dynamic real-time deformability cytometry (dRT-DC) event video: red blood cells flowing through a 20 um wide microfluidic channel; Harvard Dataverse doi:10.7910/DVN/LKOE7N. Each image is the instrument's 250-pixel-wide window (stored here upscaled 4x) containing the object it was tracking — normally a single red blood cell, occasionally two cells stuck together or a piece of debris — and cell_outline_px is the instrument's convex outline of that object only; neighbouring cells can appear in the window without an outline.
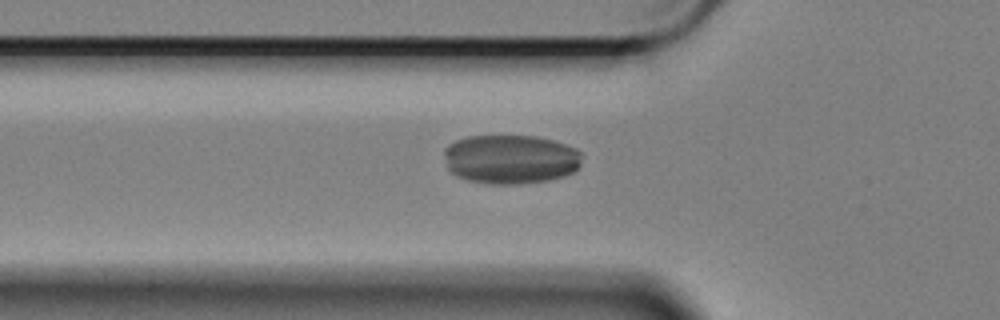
{"species": "Egyptian fruit bat (a non-hibernating species)", "species_latin": "Rousettus aegyptiacus", "temperature_condition": "cold", "stored_images_in_passage": 38, "camera_frame_rate_fps": 3000, "um_per_image_px": 0.085, "animal": {"sex": "female"}, "frame": {"image": 1, "passage_image": 2, "time_ms": 0.333, "image_size_px": [1000, 320], "cell_outline_px": [[580, 152], [576, 168], [572, 172], [560, 176], [540, 180], [476, 180], [460, 176], [448, 164], [444, 152], [452, 144], [460, 140], [472, 136], [532, 136], [548, 140], [572, 148]], "centroid_in_image_um": [43.41, 13.45], "position_along_channel_um": 82.4, "area_um2": 36.18}}
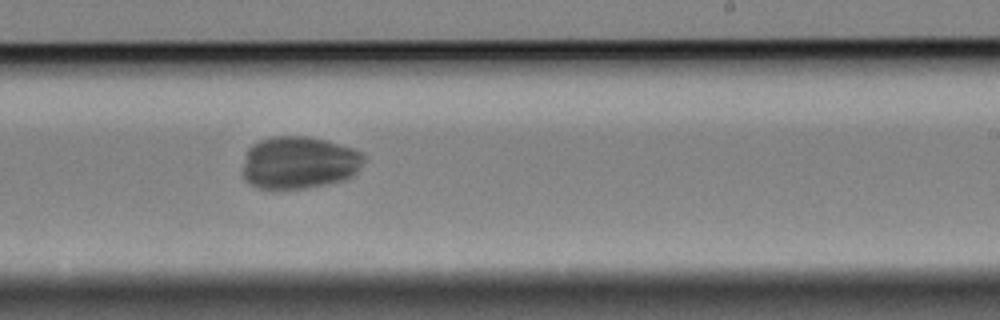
{"frame": {"image": 2, "passage_image": 18, "time_ms": 5.667, "image_size_px": [1000, 320], "cell_outline_px": [[364, 156], [356, 168], [348, 176], [340, 180], [320, 184], [296, 188], [264, 188], [252, 184], [244, 176], [244, 168], [248, 152], [256, 144], [264, 140], [284, 136], [296, 136], [320, 140], [348, 148], [360, 152]], "centroid_in_image_um": [25.37, 13.83], "position_along_channel_um": 263.6, "area_um2": 34.51}}
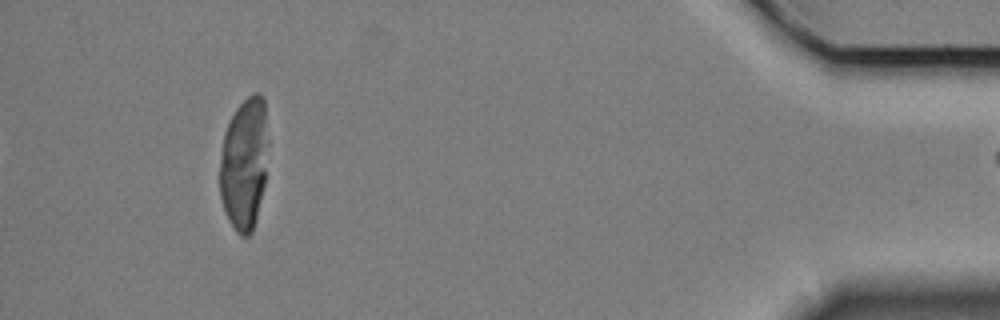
{"frame": {"image": 3, "passage_image": 37, "time_ms": 12.0, "image_size_px": [1000, 320], "cell_outline_px": [[264, 184], [252, 232], [248, 236], [240, 236], [232, 224], [224, 208], [220, 196], [220, 160], [224, 136], [228, 124], [236, 108], [248, 96], [256, 92], [264, 100]], "centroid_in_image_um": [20.7, 13.96], "position_along_channel_um": 414.5, "area_um2": 35.49}}